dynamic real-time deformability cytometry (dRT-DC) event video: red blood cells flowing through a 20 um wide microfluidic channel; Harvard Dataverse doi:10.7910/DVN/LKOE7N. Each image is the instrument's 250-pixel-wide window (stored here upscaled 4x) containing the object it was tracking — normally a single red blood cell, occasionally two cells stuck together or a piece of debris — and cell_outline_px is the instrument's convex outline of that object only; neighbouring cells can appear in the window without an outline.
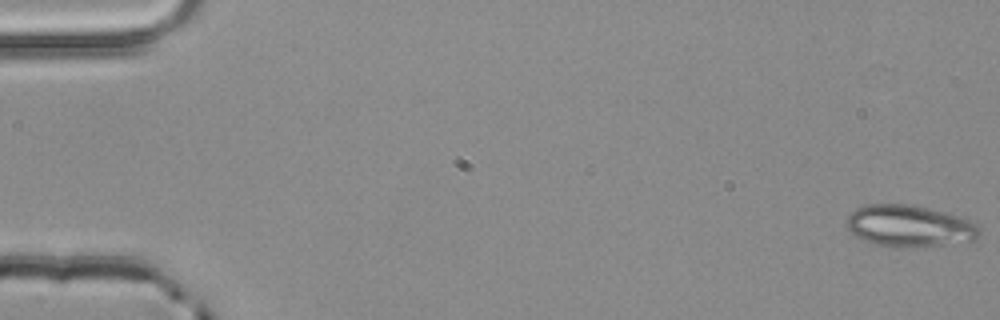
{"species": "common noctule bat (a hibernating species)", "species_latin": "Nyctalus noctula", "temperature_condition": "room temperature", "stored_images_in_passage": 16, "camera_frame_rate_fps": 3000, "um_per_image_px": 0.085, "animal": {"sex": "male", "body_mass_g": 20.4}, "frame": {"image": 1, "passage_image": 1, "time_ms": 0.0, "image_size_px": [1000, 320], "cell_outline_px": [[980, 236], [976, 240], [912, 248], [896, 248], [876, 244], [864, 240], [856, 236], [844, 224], [848, 216], [856, 208], [868, 204], [908, 204], [944, 212], [968, 220], [976, 224], [980, 228]], "centroid_in_image_um": [77.28, 19.22], "position_along_channel_um": 7.7, "area_um2": 32.25}}